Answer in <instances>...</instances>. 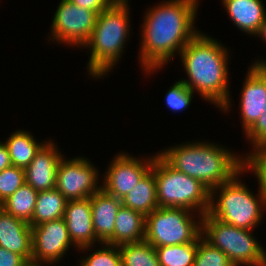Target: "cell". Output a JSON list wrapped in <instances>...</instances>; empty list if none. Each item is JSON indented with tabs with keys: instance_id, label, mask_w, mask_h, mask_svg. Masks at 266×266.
Masks as SVG:
<instances>
[{
	"instance_id": "cell-1",
	"label": "cell",
	"mask_w": 266,
	"mask_h": 266,
	"mask_svg": "<svg viewBox=\"0 0 266 266\" xmlns=\"http://www.w3.org/2000/svg\"><path fill=\"white\" fill-rule=\"evenodd\" d=\"M199 4V0H165L147 8L138 56L146 74L162 69L200 31L194 26Z\"/></svg>"
},
{
	"instance_id": "cell-2",
	"label": "cell",
	"mask_w": 266,
	"mask_h": 266,
	"mask_svg": "<svg viewBox=\"0 0 266 266\" xmlns=\"http://www.w3.org/2000/svg\"><path fill=\"white\" fill-rule=\"evenodd\" d=\"M227 47L199 31L179 53L188 79L181 81L193 92L224 112L231 108Z\"/></svg>"
},
{
	"instance_id": "cell-3",
	"label": "cell",
	"mask_w": 266,
	"mask_h": 266,
	"mask_svg": "<svg viewBox=\"0 0 266 266\" xmlns=\"http://www.w3.org/2000/svg\"><path fill=\"white\" fill-rule=\"evenodd\" d=\"M207 142H187L158 154L175 170L193 177L212 190L232 180L246 167V158L232 150Z\"/></svg>"
},
{
	"instance_id": "cell-4",
	"label": "cell",
	"mask_w": 266,
	"mask_h": 266,
	"mask_svg": "<svg viewBox=\"0 0 266 266\" xmlns=\"http://www.w3.org/2000/svg\"><path fill=\"white\" fill-rule=\"evenodd\" d=\"M128 4V0H114L97 16L92 34L83 46L90 50L87 69L92 79L106 76L121 59L131 30Z\"/></svg>"
},
{
	"instance_id": "cell-5",
	"label": "cell",
	"mask_w": 266,
	"mask_h": 266,
	"mask_svg": "<svg viewBox=\"0 0 266 266\" xmlns=\"http://www.w3.org/2000/svg\"><path fill=\"white\" fill-rule=\"evenodd\" d=\"M245 171H247V167L232 180L211 190L208 213L213 218L226 224L253 230L262 222L264 209L266 208V197L258 178L259 189L255 196L241 182L240 175Z\"/></svg>"
},
{
	"instance_id": "cell-6",
	"label": "cell",
	"mask_w": 266,
	"mask_h": 266,
	"mask_svg": "<svg viewBox=\"0 0 266 266\" xmlns=\"http://www.w3.org/2000/svg\"><path fill=\"white\" fill-rule=\"evenodd\" d=\"M158 207L185 208L201 215L209 211L211 190L193 177L175 170L159 154H154Z\"/></svg>"
},
{
	"instance_id": "cell-7",
	"label": "cell",
	"mask_w": 266,
	"mask_h": 266,
	"mask_svg": "<svg viewBox=\"0 0 266 266\" xmlns=\"http://www.w3.org/2000/svg\"><path fill=\"white\" fill-rule=\"evenodd\" d=\"M252 231L226 224L208 212L202 217V238L225 253L234 266H266V250Z\"/></svg>"
},
{
	"instance_id": "cell-8",
	"label": "cell",
	"mask_w": 266,
	"mask_h": 266,
	"mask_svg": "<svg viewBox=\"0 0 266 266\" xmlns=\"http://www.w3.org/2000/svg\"><path fill=\"white\" fill-rule=\"evenodd\" d=\"M202 217L185 208L158 207L146 216L144 240L155 248L195 242L202 235Z\"/></svg>"
},
{
	"instance_id": "cell-9",
	"label": "cell",
	"mask_w": 266,
	"mask_h": 266,
	"mask_svg": "<svg viewBox=\"0 0 266 266\" xmlns=\"http://www.w3.org/2000/svg\"><path fill=\"white\" fill-rule=\"evenodd\" d=\"M58 4L52 19L49 39L58 44L66 43L73 48L74 45L82 48L92 34L98 14L69 0H61Z\"/></svg>"
},
{
	"instance_id": "cell-10",
	"label": "cell",
	"mask_w": 266,
	"mask_h": 266,
	"mask_svg": "<svg viewBox=\"0 0 266 266\" xmlns=\"http://www.w3.org/2000/svg\"><path fill=\"white\" fill-rule=\"evenodd\" d=\"M98 179L99 172L88 158L63 156L57 168L55 188L68 201L85 199L101 189Z\"/></svg>"
},
{
	"instance_id": "cell-11",
	"label": "cell",
	"mask_w": 266,
	"mask_h": 266,
	"mask_svg": "<svg viewBox=\"0 0 266 266\" xmlns=\"http://www.w3.org/2000/svg\"><path fill=\"white\" fill-rule=\"evenodd\" d=\"M142 159L127 152L118 153L109 163L101 188L120 200L124 198L151 169L154 155Z\"/></svg>"
},
{
	"instance_id": "cell-12",
	"label": "cell",
	"mask_w": 266,
	"mask_h": 266,
	"mask_svg": "<svg viewBox=\"0 0 266 266\" xmlns=\"http://www.w3.org/2000/svg\"><path fill=\"white\" fill-rule=\"evenodd\" d=\"M32 227V261L57 263L74 246L63 218ZM71 245V246H70Z\"/></svg>"
},
{
	"instance_id": "cell-13",
	"label": "cell",
	"mask_w": 266,
	"mask_h": 266,
	"mask_svg": "<svg viewBox=\"0 0 266 266\" xmlns=\"http://www.w3.org/2000/svg\"><path fill=\"white\" fill-rule=\"evenodd\" d=\"M240 113L245 133L261 116L266 104V64H252L241 89Z\"/></svg>"
},
{
	"instance_id": "cell-14",
	"label": "cell",
	"mask_w": 266,
	"mask_h": 266,
	"mask_svg": "<svg viewBox=\"0 0 266 266\" xmlns=\"http://www.w3.org/2000/svg\"><path fill=\"white\" fill-rule=\"evenodd\" d=\"M63 219L74 248L84 253L100 243L93 228L90 197L67 201Z\"/></svg>"
},
{
	"instance_id": "cell-15",
	"label": "cell",
	"mask_w": 266,
	"mask_h": 266,
	"mask_svg": "<svg viewBox=\"0 0 266 266\" xmlns=\"http://www.w3.org/2000/svg\"><path fill=\"white\" fill-rule=\"evenodd\" d=\"M60 148L48 140L36 153L25 169V183L36 191H46L55 188L57 168L64 156Z\"/></svg>"
},
{
	"instance_id": "cell-16",
	"label": "cell",
	"mask_w": 266,
	"mask_h": 266,
	"mask_svg": "<svg viewBox=\"0 0 266 266\" xmlns=\"http://www.w3.org/2000/svg\"><path fill=\"white\" fill-rule=\"evenodd\" d=\"M93 228L100 244L114 245L115 218L122 206L121 200L102 188L91 197Z\"/></svg>"
},
{
	"instance_id": "cell-17",
	"label": "cell",
	"mask_w": 266,
	"mask_h": 266,
	"mask_svg": "<svg viewBox=\"0 0 266 266\" xmlns=\"http://www.w3.org/2000/svg\"><path fill=\"white\" fill-rule=\"evenodd\" d=\"M0 247L32 261V227L19 218L0 211Z\"/></svg>"
},
{
	"instance_id": "cell-18",
	"label": "cell",
	"mask_w": 266,
	"mask_h": 266,
	"mask_svg": "<svg viewBox=\"0 0 266 266\" xmlns=\"http://www.w3.org/2000/svg\"><path fill=\"white\" fill-rule=\"evenodd\" d=\"M235 26L256 36L266 15L262 0H221Z\"/></svg>"
},
{
	"instance_id": "cell-19",
	"label": "cell",
	"mask_w": 266,
	"mask_h": 266,
	"mask_svg": "<svg viewBox=\"0 0 266 266\" xmlns=\"http://www.w3.org/2000/svg\"><path fill=\"white\" fill-rule=\"evenodd\" d=\"M145 227L146 216L121 206L115 218L114 245L144 241Z\"/></svg>"
},
{
	"instance_id": "cell-20",
	"label": "cell",
	"mask_w": 266,
	"mask_h": 266,
	"mask_svg": "<svg viewBox=\"0 0 266 266\" xmlns=\"http://www.w3.org/2000/svg\"><path fill=\"white\" fill-rule=\"evenodd\" d=\"M121 203L122 206L140 212L144 216L158 208L156 180L152 169L121 199Z\"/></svg>"
},
{
	"instance_id": "cell-21",
	"label": "cell",
	"mask_w": 266,
	"mask_h": 266,
	"mask_svg": "<svg viewBox=\"0 0 266 266\" xmlns=\"http://www.w3.org/2000/svg\"><path fill=\"white\" fill-rule=\"evenodd\" d=\"M32 133L27 130L18 129L10 134L4 141L7 147L12 166L22 169L30 164L40 148L47 142H37Z\"/></svg>"
},
{
	"instance_id": "cell-22",
	"label": "cell",
	"mask_w": 266,
	"mask_h": 266,
	"mask_svg": "<svg viewBox=\"0 0 266 266\" xmlns=\"http://www.w3.org/2000/svg\"><path fill=\"white\" fill-rule=\"evenodd\" d=\"M67 201L56 188L38 192L32 220L29 224L37 226L43 222L63 218Z\"/></svg>"
},
{
	"instance_id": "cell-23",
	"label": "cell",
	"mask_w": 266,
	"mask_h": 266,
	"mask_svg": "<svg viewBox=\"0 0 266 266\" xmlns=\"http://www.w3.org/2000/svg\"><path fill=\"white\" fill-rule=\"evenodd\" d=\"M37 195L38 191L25 183L2 202V209L8 214L29 223L32 220Z\"/></svg>"
},
{
	"instance_id": "cell-24",
	"label": "cell",
	"mask_w": 266,
	"mask_h": 266,
	"mask_svg": "<svg viewBox=\"0 0 266 266\" xmlns=\"http://www.w3.org/2000/svg\"><path fill=\"white\" fill-rule=\"evenodd\" d=\"M122 266H160L155 247L144 241L119 245Z\"/></svg>"
},
{
	"instance_id": "cell-25",
	"label": "cell",
	"mask_w": 266,
	"mask_h": 266,
	"mask_svg": "<svg viewBox=\"0 0 266 266\" xmlns=\"http://www.w3.org/2000/svg\"><path fill=\"white\" fill-rule=\"evenodd\" d=\"M160 266H193L197 253L195 242L155 248Z\"/></svg>"
},
{
	"instance_id": "cell-26",
	"label": "cell",
	"mask_w": 266,
	"mask_h": 266,
	"mask_svg": "<svg viewBox=\"0 0 266 266\" xmlns=\"http://www.w3.org/2000/svg\"><path fill=\"white\" fill-rule=\"evenodd\" d=\"M193 266H234L227 255L202 238L197 239V253Z\"/></svg>"
},
{
	"instance_id": "cell-27",
	"label": "cell",
	"mask_w": 266,
	"mask_h": 266,
	"mask_svg": "<svg viewBox=\"0 0 266 266\" xmlns=\"http://www.w3.org/2000/svg\"><path fill=\"white\" fill-rule=\"evenodd\" d=\"M100 245L104 247L87 254L85 259L83 257L79 266H122L119 246L106 243Z\"/></svg>"
},
{
	"instance_id": "cell-28",
	"label": "cell",
	"mask_w": 266,
	"mask_h": 266,
	"mask_svg": "<svg viewBox=\"0 0 266 266\" xmlns=\"http://www.w3.org/2000/svg\"><path fill=\"white\" fill-rule=\"evenodd\" d=\"M194 94L181 80H178L165 94L166 106L172 112H182L188 109Z\"/></svg>"
},
{
	"instance_id": "cell-29",
	"label": "cell",
	"mask_w": 266,
	"mask_h": 266,
	"mask_svg": "<svg viewBox=\"0 0 266 266\" xmlns=\"http://www.w3.org/2000/svg\"><path fill=\"white\" fill-rule=\"evenodd\" d=\"M25 184V169L11 166L0 172V203Z\"/></svg>"
},
{
	"instance_id": "cell-30",
	"label": "cell",
	"mask_w": 266,
	"mask_h": 266,
	"mask_svg": "<svg viewBox=\"0 0 266 266\" xmlns=\"http://www.w3.org/2000/svg\"><path fill=\"white\" fill-rule=\"evenodd\" d=\"M248 171L254 173L266 197V146L260 147L251 154L244 155Z\"/></svg>"
},
{
	"instance_id": "cell-31",
	"label": "cell",
	"mask_w": 266,
	"mask_h": 266,
	"mask_svg": "<svg viewBox=\"0 0 266 266\" xmlns=\"http://www.w3.org/2000/svg\"><path fill=\"white\" fill-rule=\"evenodd\" d=\"M246 140L252 144L253 151L266 146V112L244 133Z\"/></svg>"
},
{
	"instance_id": "cell-32",
	"label": "cell",
	"mask_w": 266,
	"mask_h": 266,
	"mask_svg": "<svg viewBox=\"0 0 266 266\" xmlns=\"http://www.w3.org/2000/svg\"><path fill=\"white\" fill-rule=\"evenodd\" d=\"M27 261L20 255L0 247V266H24Z\"/></svg>"
},
{
	"instance_id": "cell-33",
	"label": "cell",
	"mask_w": 266,
	"mask_h": 266,
	"mask_svg": "<svg viewBox=\"0 0 266 266\" xmlns=\"http://www.w3.org/2000/svg\"><path fill=\"white\" fill-rule=\"evenodd\" d=\"M82 8L92 10L99 14L106 9L114 0H69Z\"/></svg>"
},
{
	"instance_id": "cell-34",
	"label": "cell",
	"mask_w": 266,
	"mask_h": 266,
	"mask_svg": "<svg viewBox=\"0 0 266 266\" xmlns=\"http://www.w3.org/2000/svg\"><path fill=\"white\" fill-rule=\"evenodd\" d=\"M12 166L10 156L4 142L0 140V172Z\"/></svg>"
},
{
	"instance_id": "cell-35",
	"label": "cell",
	"mask_w": 266,
	"mask_h": 266,
	"mask_svg": "<svg viewBox=\"0 0 266 266\" xmlns=\"http://www.w3.org/2000/svg\"><path fill=\"white\" fill-rule=\"evenodd\" d=\"M256 36L266 42V15Z\"/></svg>"
},
{
	"instance_id": "cell-36",
	"label": "cell",
	"mask_w": 266,
	"mask_h": 266,
	"mask_svg": "<svg viewBox=\"0 0 266 266\" xmlns=\"http://www.w3.org/2000/svg\"><path fill=\"white\" fill-rule=\"evenodd\" d=\"M46 264L52 265V263H43V262H34V261H28L24 266H45Z\"/></svg>"
},
{
	"instance_id": "cell-37",
	"label": "cell",
	"mask_w": 266,
	"mask_h": 266,
	"mask_svg": "<svg viewBox=\"0 0 266 266\" xmlns=\"http://www.w3.org/2000/svg\"><path fill=\"white\" fill-rule=\"evenodd\" d=\"M252 64H266V59L265 60L264 59L263 60L262 59L261 60L258 59L256 61H254V63H252Z\"/></svg>"
},
{
	"instance_id": "cell-38",
	"label": "cell",
	"mask_w": 266,
	"mask_h": 266,
	"mask_svg": "<svg viewBox=\"0 0 266 266\" xmlns=\"http://www.w3.org/2000/svg\"><path fill=\"white\" fill-rule=\"evenodd\" d=\"M266 101V100H265ZM263 112H266V104H265V107L263 108Z\"/></svg>"
}]
</instances>
